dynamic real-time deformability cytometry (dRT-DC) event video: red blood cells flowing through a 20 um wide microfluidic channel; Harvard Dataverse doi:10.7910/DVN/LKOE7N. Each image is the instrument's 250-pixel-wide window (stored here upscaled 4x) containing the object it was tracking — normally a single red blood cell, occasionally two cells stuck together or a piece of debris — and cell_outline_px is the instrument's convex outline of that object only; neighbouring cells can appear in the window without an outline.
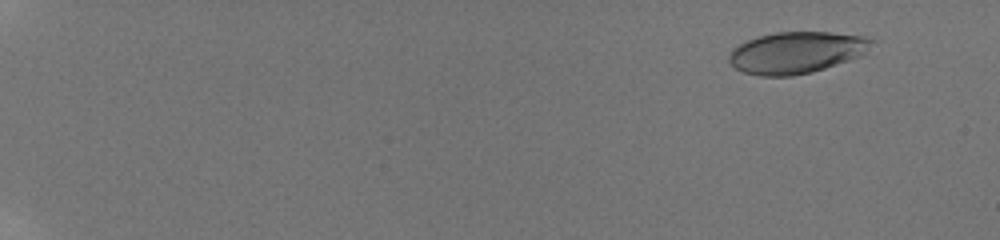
{"species": "human", "species_latin": "Homo sapiens", "temperature_condition": "room temperature", "stored_images_in_passage": 43, "camera_frame_rate_fps": 3000, "um_per_image_px": 0.085, "donor": {"sex": "male"}, "frame": {"image": 1, "passage_image": 6, "time_ms": 1.667, "image_size_px": [1000, 240], "cell_outline_px": [[872, 44], [868, 52], [860, 56], [812, 72], [792, 76], [760, 76], [744, 72], [736, 68], [728, 60], [728, 56], [732, 48], [748, 40], [760, 36], [776, 32], [832, 32], [864, 36], [872, 40]], "centroid_in_image_um": [67.7, 4.46], "position_along_channel_um": 17.3, "area_um2": 34.45}}
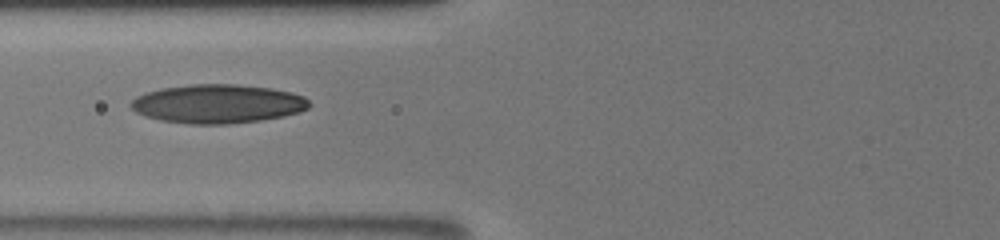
{"frame": {"image": 2, "passage_image": 29, "time_ms": 9.0, "image_size_px": [1000, 240], "cell_outline_px": [[312, 104], [308, 108], [300, 112], [284, 116], [260, 120], [228, 124], [188, 124], [160, 120], [144, 116], [136, 112], [128, 104], [136, 96], [160, 88], [192, 84], [236, 84], [272, 88], [292, 92], [304, 96]], "centroid_in_image_um": [18.51, 8.82], "position_along_channel_um": 107.3, "area_um2": 40.63}}
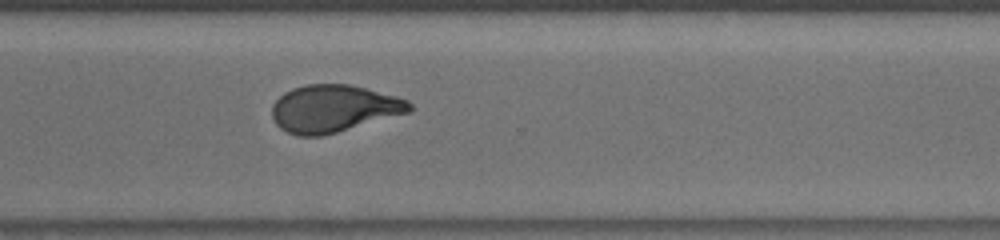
{"frame": {"image": 3, "passage_image": 43, "time_ms": 15.0, "image_size_px": [1000, 240], "cell_outline_px": [[412, 112], [336, 132], [320, 136], [296, 136], [280, 128], [276, 124], [272, 116], [272, 104], [284, 92], [292, 88], [304, 84], [348, 84], [396, 96], [408, 100], [412, 104]], "centroid_in_image_um": [28.36, 9.23], "position_along_channel_um": 342.2, "area_um2": 37.92}}